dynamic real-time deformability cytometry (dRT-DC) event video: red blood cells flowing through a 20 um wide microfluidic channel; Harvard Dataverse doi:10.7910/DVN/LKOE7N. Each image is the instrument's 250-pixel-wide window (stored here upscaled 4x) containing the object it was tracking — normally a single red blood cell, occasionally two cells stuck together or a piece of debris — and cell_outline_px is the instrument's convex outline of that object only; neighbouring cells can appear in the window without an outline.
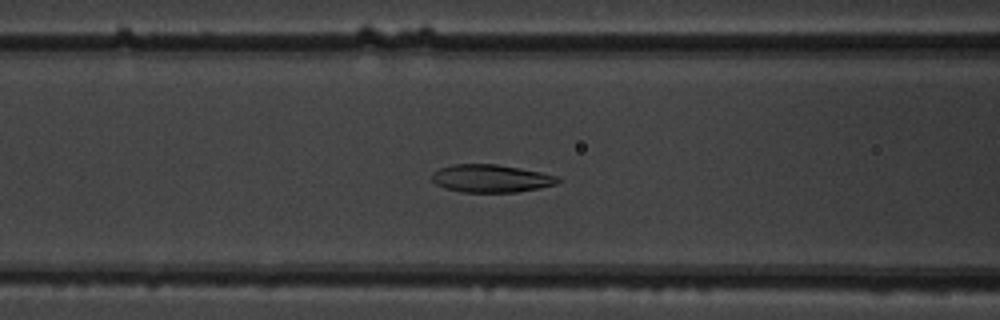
{"species": "common noctule bat (a hibernating species)", "species_latin": "Nyctalus noctula", "temperature_condition": "warm", "stored_images_in_passage": 53, "camera_frame_rate_fps": 3000, "um_per_image_px": 0.085, "animal": {"sex": "male", "body_mass_g": 19.5, "forearm_length_mm": 54.6}, "frame": {"image": 1, "passage_image": 22, "time_ms": 7.0, "image_size_px": [1000, 320], "cell_outline_px": [[560, 180], [556, 184], [540, 188], [516, 192], [460, 192], [444, 188], [436, 184], [432, 180], [432, 172], [440, 168], [452, 164], [496, 164], [520, 168], [540, 172], [556, 176]], "centroid_in_image_um": [41.7, 15.17], "position_along_channel_um": 124.9, "area_um2": 20.4}}
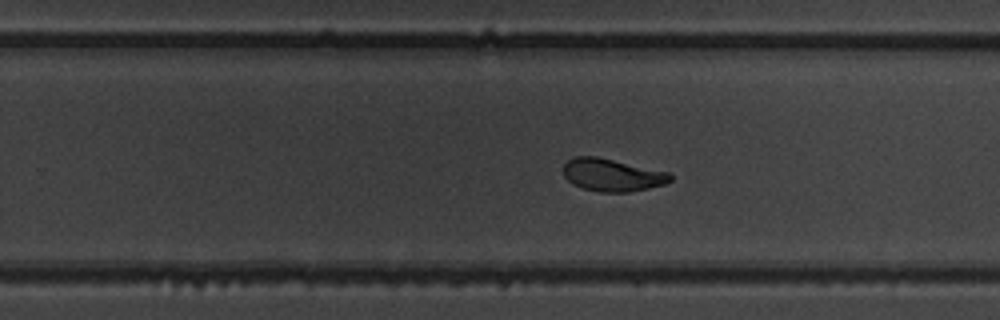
{"frame": {"image": 2, "passage_image": 34, "time_ms": 11.0, "image_size_px": [1000, 320], "cell_outline_px": [[672, 180], [664, 184], [648, 188], [628, 192], [600, 192], [584, 188], [572, 184], [564, 176], [564, 164], [572, 156], [596, 156], [668, 172], [672, 176]], "centroid_in_image_um": [52.01, 14.87], "position_along_channel_um": 277.8, "area_um2": 20.17}}
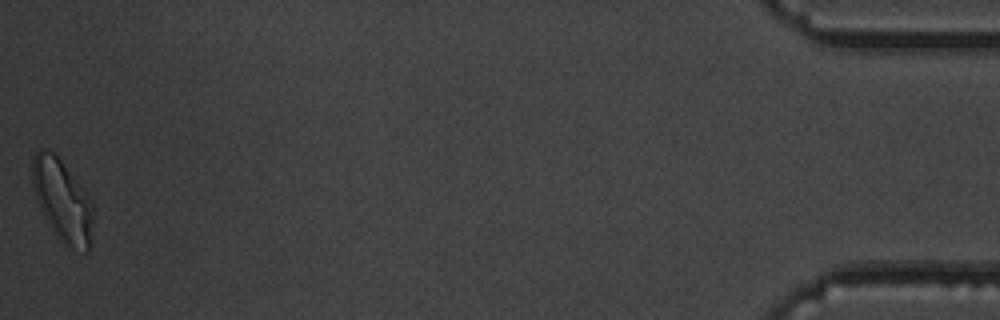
{"frame": {"image": 3, "passage_image": 53, "time_ms": 17.333, "image_size_px": [1000, 320], "cell_outline_px": [[92, 216], [88, 252], [84, 252], [72, 248], [64, 244], [52, 232], [36, 200], [32, 184], [32, 160], [36, 152], [40, 148], [44, 148], [52, 152], [60, 160], [88, 192], [92, 200]], "centroid_in_image_um": [5.28, 17.04], "position_along_channel_um": 429.9, "area_um2": 29.02}, "authors_computed_cell_mechanics": {"area_um2": 21.4438, "velocity_mm_per_s": 3.8316, "shape_relaxation_time_tau1_ms": 3.5473, "shape_relaxation_time_tau2_ms": 1.209, "deformation_change_tau1": 0.1475, "deformation_change_tau2": 0.067}}